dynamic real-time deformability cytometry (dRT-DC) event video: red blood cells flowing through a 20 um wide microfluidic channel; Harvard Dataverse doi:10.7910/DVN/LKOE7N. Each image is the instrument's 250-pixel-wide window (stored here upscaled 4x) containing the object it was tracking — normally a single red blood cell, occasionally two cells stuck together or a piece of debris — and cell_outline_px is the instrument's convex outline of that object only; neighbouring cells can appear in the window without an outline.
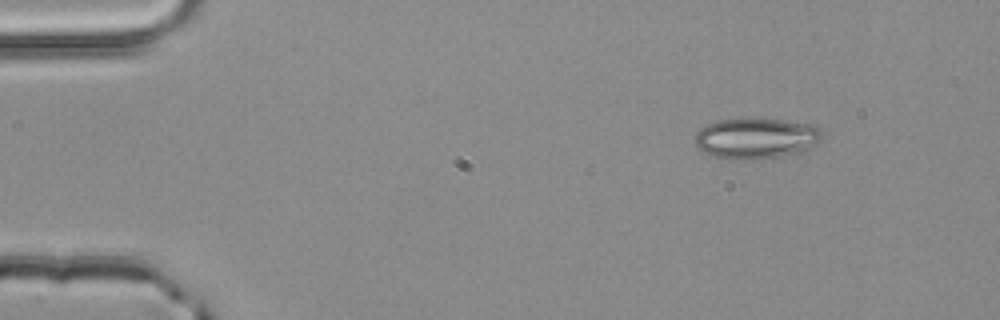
{"species": "common noctule bat (a hibernating species)", "species_latin": "Nyctalus noctula", "temperature_condition": "room temperature", "stored_images_in_passage": 47, "segment_of_instrument_passage": [1, 2], "camera_frame_rate_fps": 3000, "um_per_image_px": 0.085, "animal": {"sex": "male", "body_mass_g": 20.4}, "frame": {"image": 1, "passage_image": 1, "time_ms": 0.0, "image_size_px": [1000, 320], "cell_outline_px": [[824, 140], [804, 152], [780, 156], [744, 160], [728, 160], [704, 152], [696, 144], [696, 132], [700, 128], [708, 124], [720, 120], [752, 116], [784, 120], [808, 124], [820, 128], [824, 132]], "centroid_in_image_um": [64.33, 11.73], "position_along_channel_um": 20.7, "area_um2": 30.98}}
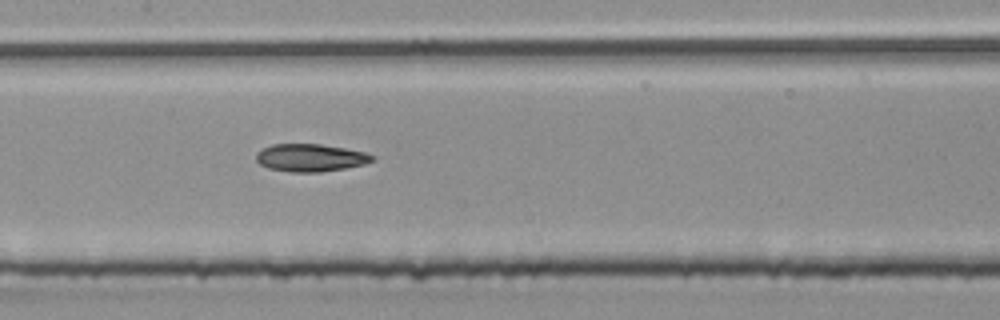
{"frame": {"image": 2, "passage_image": 20, "time_ms": 6.333, "image_size_px": [1000, 320], "cell_outline_px": [[376, 160], [364, 164], [344, 168], [320, 172], [292, 172], [268, 168], [260, 164], [256, 160], [256, 152], [272, 144], [320, 144], [344, 148], [364, 152], [376, 156]], "centroid_in_image_um": [26.4, 13.4], "position_along_channel_um": 181.0, "area_um2": 18.67}}
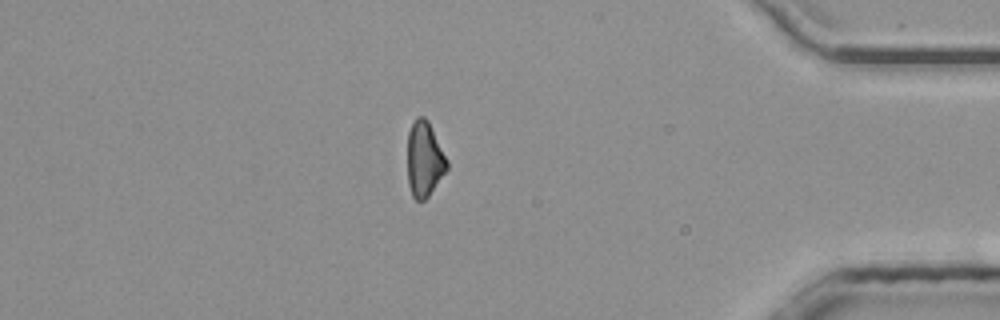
{"frame": {"image": 3, "passage_image": 39, "time_ms": 12.667, "image_size_px": [1000, 320], "cell_outline_px": [[448, 168], [428, 196], [424, 200], [416, 200], [412, 196], [408, 184], [408, 132], [416, 116], [424, 116], [428, 120], [448, 160]], "centroid_in_image_um": [36.07, 13.52], "position_along_channel_um": 399.1, "area_um2": 17.28}}